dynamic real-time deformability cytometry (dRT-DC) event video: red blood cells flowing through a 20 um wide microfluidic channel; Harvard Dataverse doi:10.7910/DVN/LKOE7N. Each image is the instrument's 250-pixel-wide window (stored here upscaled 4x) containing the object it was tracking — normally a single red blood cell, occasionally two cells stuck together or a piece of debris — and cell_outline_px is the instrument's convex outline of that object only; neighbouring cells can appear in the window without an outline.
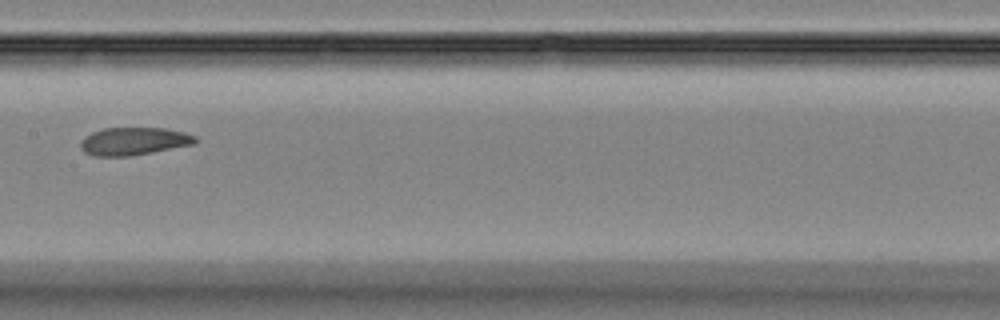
{"species": "Egyptian fruit bat (a non-hibernating species)", "species_latin": "Rousettus aegyptiacus", "temperature_condition": "room temperature", "stored_images_in_passage": 8, "camera_frame_rate_fps": 3000, "um_per_image_px": 0.085, "animal": {"sex": "female"}, "frame": {"image": 1, "passage_image": 7, "time_ms": 7.667, "image_size_px": [1000, 320], "cell_outline_px": [[196, 140], [192, 144], [132, 156], [92, 156], [84, 152], [80, 148], [80, 140], [84, 136], [92, 132], [104, 128], [164, 128], [184, 132], [196, 136]], "centroid_in_image_um": [11.3, 12.0], "position_along_channel_um": 196.1, "area_um2": 18.55}}
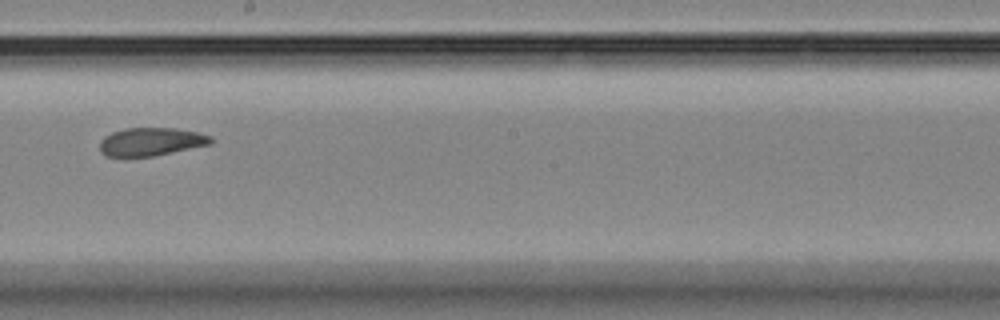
{"frame": {"image": 2, "passage_image": 8, "time_ms": 8.667, "image_size_px": [1000, 320], "cell_outline_px": [[212, 144], [152, 156], [104, 156], [100, 152], [100, 140], [104, 136], [112, 132], [124, 128], [176, 128], [196, 132], [212, 136]], "centroid_in_image_um": [12.82, 12.04], "position_along_channel_um": 235.4, "area_um2": 18.21}}